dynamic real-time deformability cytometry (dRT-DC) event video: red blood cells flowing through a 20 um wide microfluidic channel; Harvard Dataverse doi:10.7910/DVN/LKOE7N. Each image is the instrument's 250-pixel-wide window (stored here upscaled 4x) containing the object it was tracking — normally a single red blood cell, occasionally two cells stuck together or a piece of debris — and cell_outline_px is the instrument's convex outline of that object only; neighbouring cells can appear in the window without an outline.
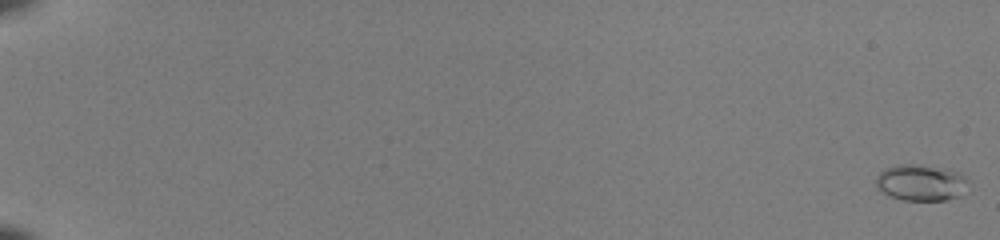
{"species": "common noctule bat (a hibernating species)", "species_latin": "Nyctalus noctula", "temperature_condition": "room temperature", "stored_images_in_passage": 53, "camera_frame_rate_fps": 3000, "um_per_image_px": 0.085, "animal": {"sex": "female", "body_mass_g": 22.0, "forearm_length_mm": 56.7}, "frame": {"image": 1, "passage_image": 1, "time_ms": 0.0, "image_size_px": [1000, 240], "cell_outline_px": [[968, 180], [960, 196], [944, 200], [904, 200], [880, 192], [876, 188], [876, 176], [884, 168], [896, 164], [916, 164], [948, 168], [960, 172], [968, 176]], "centroid_in_image_um": [78.27, 15.5], "position_along_channel_um": 6.7, "area_um2": 19.83}}
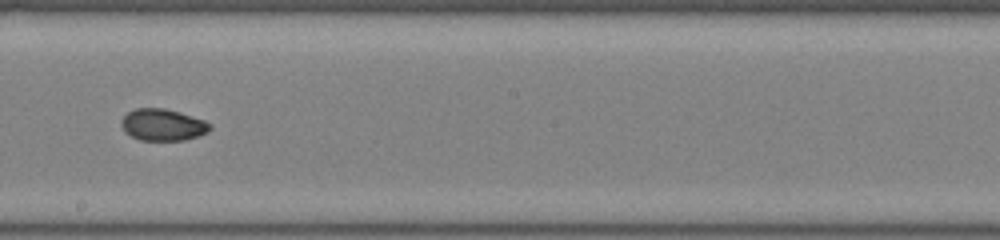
{"frame": {"image": 2, "passage_image": 34, "time_ms": 11.0, "image_size_px": [1000, 240], "cell_outline_px": [[212, 128], [208, 132], [184, 140], [140, 140], [124, 132], [120, 124], [120, 120], [128, 112], [136, 108], [164, 108], [180, 112], [204, 120], [212, 124]], "centroid_in_image_um": [13.83, 10.6], "position_along_channel_um": 234.4, "area_um2": 16.47}}
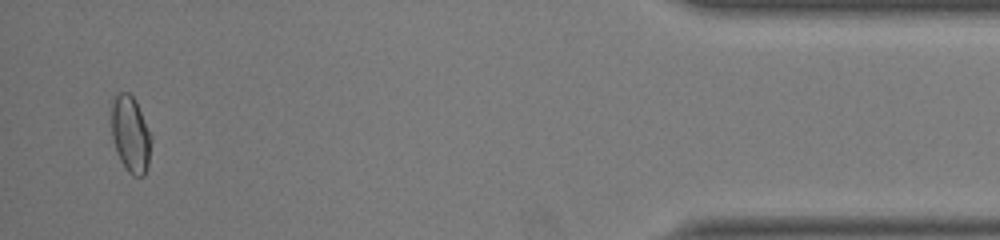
{"frame": {"image": 3, "passage_image": 52, "time_ms": 17.0, "image_size_px": [1000, 240], "cell_outline_px": [[152, 140], [148, 168], [144, 176], [132, 176], [128, 172], [120, 160], [116, 152], [112, 136], [112, 104], [116, 92], [128, 92], [136, 100], [152, 136]], "centroid_in_image_um": [11.12, 11.43], "position_along_channel_um": 424.1, "area_um2": 17.98}, "authors_computed_cell_mechanics": {"area_um2": 16.5308, "velocity_mm_per_s": 4.096, "shape_relaxation_time_tau1_ms": 11.0962, "shape_relaxation_time_tau2_ms": null, "deformation_change_tau1": 0.2349, "deformation_change_tau2": null}}